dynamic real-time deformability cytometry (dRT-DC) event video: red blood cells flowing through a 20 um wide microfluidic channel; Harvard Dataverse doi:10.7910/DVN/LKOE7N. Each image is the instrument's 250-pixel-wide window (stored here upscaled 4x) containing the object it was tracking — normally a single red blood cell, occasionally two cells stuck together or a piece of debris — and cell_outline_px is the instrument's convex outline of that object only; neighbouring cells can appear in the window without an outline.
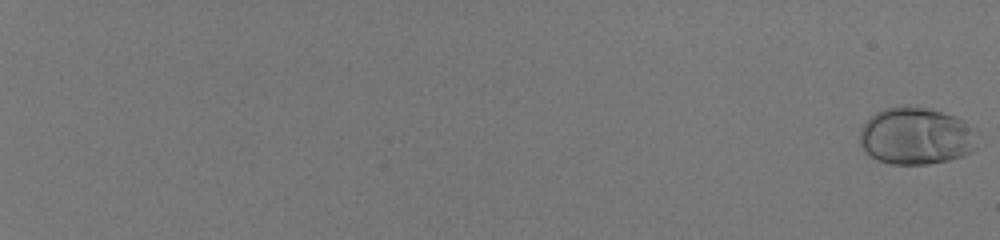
{"species": "human", "species_latin": "Homo sapiens", "temperature_condition": "room temperature", "stored_images_in_passage": 59, "camera_frame_rate_fps": 3000, "um_per_image_px": 0.085, "donor": {"sex": "male"}, "frame": {"image": 1, "passage_image": 1, "time_ms": 0.0, "image_size_px": [1000, 240], "cell_outline_px": [[976, 148], [972, 152], [948, 160], [928, 164], [888, 164], [876, 160], [868, 156], [864, 152], [860, 144], [860, 132], [864, 124], [876, 112], [884, 108], [904, 104], [928, 108], [956, 116], [964, 120], [968, 128]], "centroid_in_image_um": [77.77, 11.56], "position_along_channel_um": 7.2, "area_um2": 39.07}}
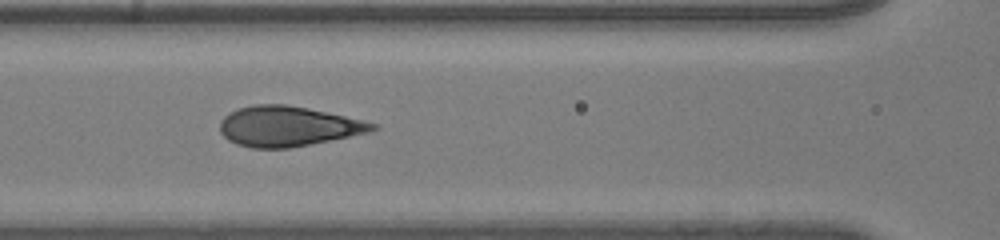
{"frame": {"image": 2, "passage_image": 34, "time_ms": 11.0, "image_size_px": [1000, 240], "cell_outline_px": [[380, 128], [368, 132], [288, 148], [252, 148], [236, 144], [228, 140], [220, 132], [220, 120], [228, 112], [236, 108], [252, 104], [284, 104], [308, 108], [364, 120], [376, 124]], "centroid_in_image_um": [24.41, 10.72], "position_along_channel_um": 142.2, "area_um2": 35.55}}
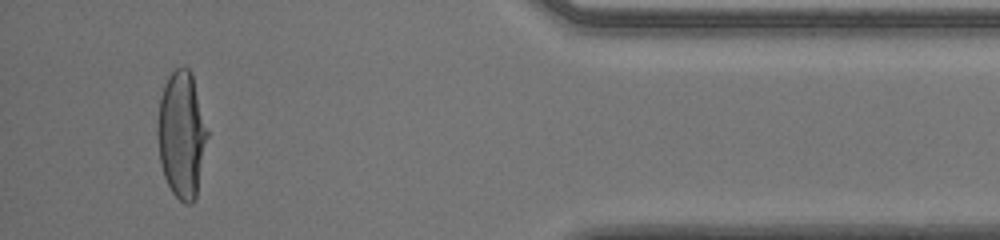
{"frame": {"image": 3, "passage_image": 57, "time_ms": 18.667, "image_size_px": [1000, 240], "cell_outline_px": [[208, 136], [196, 196], [192, 204], [184, 204], [172, 192], [164, 176], [160, 164], [156, 132], [156, 124], [160, 96], [164, 84], [168, 76], [176, 68], [188, 68], [192, 76], [208, 132]], "centroid_in_image_um": [15.41, 11.47], "position_along_channel_um": 419.8, "area_um2": 36.7}, "authors_computed_cell_mechanics": {"area_um2": 36.414, "velocity_mm_per_s": 4.05, "shape_relaxation_time_tau1_ms": 6.5939, "shape_relaxation_time_tau2_ms": null, "deformation_change_tau1": 0.3072, "deformation_change_tau2": null}}